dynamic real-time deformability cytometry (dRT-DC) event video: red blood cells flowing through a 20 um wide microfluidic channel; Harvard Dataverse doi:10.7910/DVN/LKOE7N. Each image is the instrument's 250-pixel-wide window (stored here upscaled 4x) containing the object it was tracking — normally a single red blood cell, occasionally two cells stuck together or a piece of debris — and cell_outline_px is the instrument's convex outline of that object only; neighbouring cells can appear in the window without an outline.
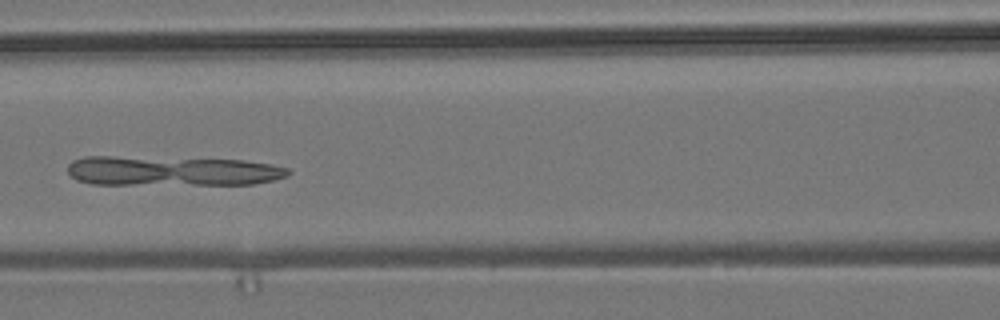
{"species": "common noctule bat (a hibernating species)", "species_latin": "Nyctalus noctula", "temperature_condition": "room temperature", "stored_images_in_passage": 7, "camera_frame_rate_fps": 3000, "um_per_image_px": 0.085, "animal": {"sex": "male", "body_mass_g": 19.2, "forearm_length_mm": 51.8}, "frame": {"image": 1, "passage_image": 7, "time_ms": 6.667, "image_size_px": [1000, 320], "cell_outline_px": [[292, 172], [288, 176], [272, 180], [252, 184], [92, 184], [76, 180], [68, 176], [68, 164], [72, 160], [84, 156], [112, 156], [244, 160], [272, 164], [288, 168]], "centroid_in_image_um": [14.58, 14.53], "position_along_channel_um": 152.0, "area_um2": 38.44}}